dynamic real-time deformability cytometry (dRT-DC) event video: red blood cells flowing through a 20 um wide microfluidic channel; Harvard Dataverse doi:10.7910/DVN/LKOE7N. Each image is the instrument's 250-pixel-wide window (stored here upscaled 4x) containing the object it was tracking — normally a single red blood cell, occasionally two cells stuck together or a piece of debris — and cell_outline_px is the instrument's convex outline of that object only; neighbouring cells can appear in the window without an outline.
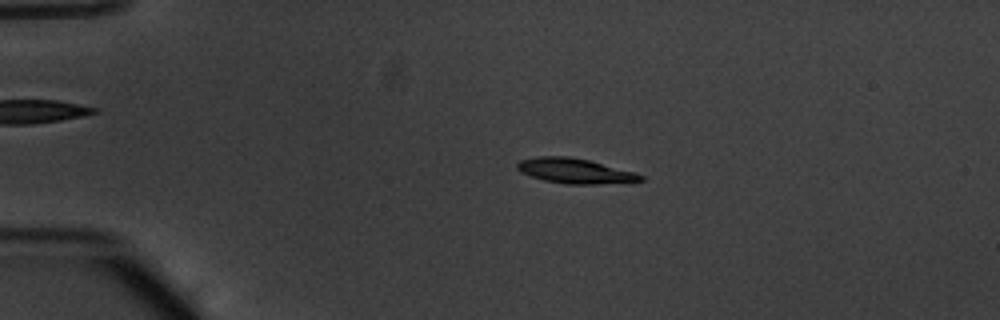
{"species": "common noctule bat (a hibernating species)", "species_latin": "Nyctalus noctula", "temperature_condition": "warm", "stored_images_in_passage": 48, "camera_frame_rate_fps": 3000, "um_per_image_px": 0.085, "animal": {"sex": "male", "body_mass_g": 20.1, "forearm_length_mm": 53.5}, "frame": {"image": 1, "passage_image": 6, "time_ms": 1.667, "image_size_px": [1000, 320], "cell_outline_px": [[644, 180], [596, 184], [568, 184], [544, 180], [520, 172], [516, 168], [516, 164], [520, 160], [540, 156], [568, 156], [588, 160], [636, 172], [644, 176]], "centroid_in_image_um": [48.85, 14.52], "position_along_channel_um": 36.1, "area_um2": 17.8}}
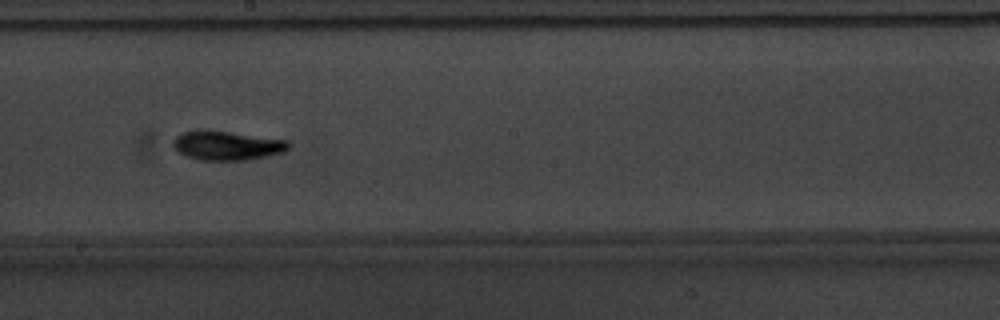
{"frame": {"image": 2, "passage_image": 25, "time_ms": 8.0, "image_size_px": [1000, 320], "cell_outline_px": [[292, 144], [284, 152], [268, 156], [248, 160], [200, 160], [176, 152], [172, 144], [172, 140], [176, 136], [184, 132], [228, 132], [288, 140]], "centroid_in_image_um": [19.33, 12.4], "position_along_channel_um": 228.9, "area_um2": 19.25}}
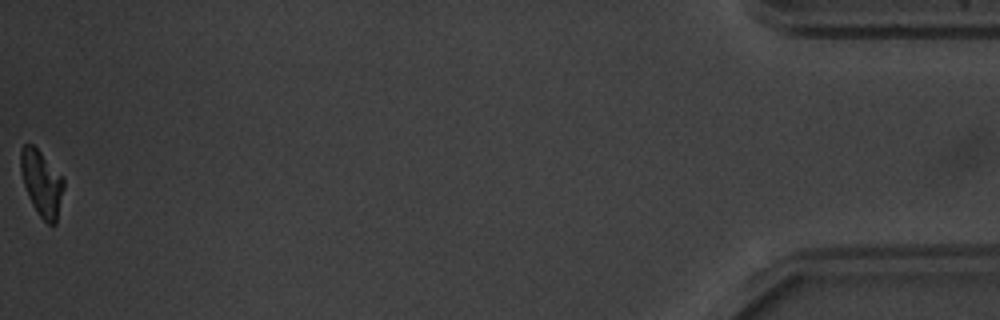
{"frame": {"image": 3, "passage_image": 48, "time_ms": 15.667, "image_size_px": [1000, 320], "cell_outline_px": [[64, 188], [56, 224], [48, 224], [40, 216], [32, 204], [28, 196], [20, 172], [20, 148], [24, 144], [32, 144], [40, 152], [64, 180]], "centroid_in_image_um": [3.52, 15.57], "position_along_channel_um": 431.7, "area_um2": 16.24}, "authors_computed_cell_mechanics": {"area_um2": 17.9758, "velocity_mm_per_s": 3.8013, "shape_relaxation_time_tau1_ms": 3.2939, "shape_relaxation_time_tau2_ms": 6.1246, "deformation_change_tau1": 0.144, "deformation_change_tau2": 0.1127}}